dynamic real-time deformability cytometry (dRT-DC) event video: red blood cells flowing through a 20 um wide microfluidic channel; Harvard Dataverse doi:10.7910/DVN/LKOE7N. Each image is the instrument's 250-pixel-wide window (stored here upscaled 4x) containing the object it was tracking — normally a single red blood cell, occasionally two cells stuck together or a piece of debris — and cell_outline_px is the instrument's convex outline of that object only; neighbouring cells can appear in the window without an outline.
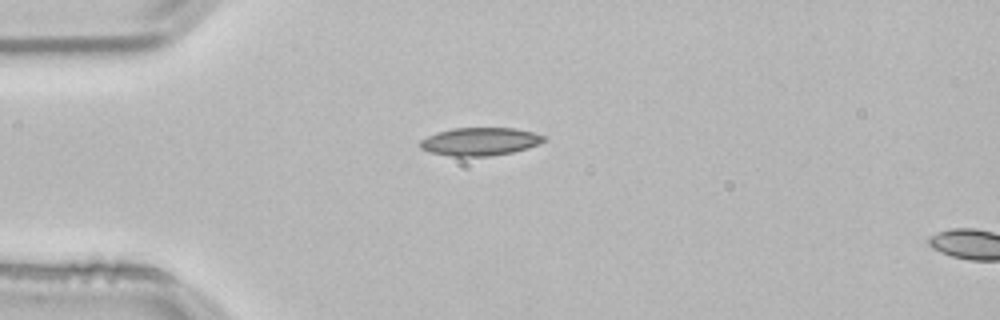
{"species": "common noctule bat (a hibernating species)", "species_latin": "Nyctalus noctula", "temperature_condition": "room temperature", "stored_images_in_passage": 4, "camera_frame_rate_fps": 3000, "um_per_image_px": 0.085, "animal": {"sex": "male", "body_mass_g": 21.5, "forearm_length_mm": 52.0}, "frame": {"image": 1, "passage_image": 1, "time_ms": 0.0, "image_size_px": [1000, 320], "cell_outline_px": [[548, 136], [544, 140], [528, 148], [512, 152], [488, 156], [452, 156], [432, 152], [420, 148], [420, 140], [436, 132], [452, 128], [512, 128], [532, 132]], "centroid_in_image_um": [40.79, 12.02], "position_along_channel_um": 44.2, "area_um2": 20.0}}